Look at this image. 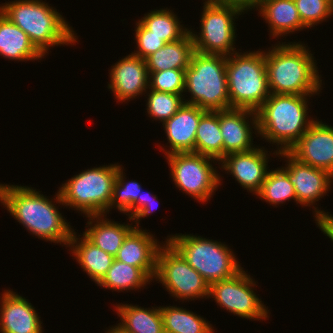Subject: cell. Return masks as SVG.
<instances>
[{
    "instance_id": "cell-1",
    "label": "cell",
    "mask_w": 333,
    "mask_h": 333,
    "mask_svg": "<svg viewBox=\"0 0 333 333\" xmlns=\"http://www.w3.org/2000/svg\"><path fill=\"white\" fill-rule=\"evenodd\" d=\"M0 202L27 230L40 239L69 245L73 229L52 200L26 186L0 184Z\"/></svg>"
},
{
    "instance_id": "cell-2",
    "label": "cell",
    "mask_w": 333,
    "mask_h": 333,
    "mask_svg": "<svg viewBox=\"0 0 333 333\" xmlns=\"http://www.w3.org/2000/svg\"><path fill=\"white\" fill-rule=\"evenodd\" d=\"M304 45L284 42L264 52L270 93L315 95L320 91L316 62Z\"/></svg>"
},
{
    "instance_id": "cell-3",
    "label": "cell",
    "mask_w": 333,
    "mask_h": 333,
    "mask_svg": "<svg viewBox=\"0 0 333 333\" xmlns=\"http://www.w3.org/2000/svg\"><path fill=\"white\" fill-rule=\"evenodd\" d=\"M312 95L272 94L256 111L258 135L288 151L315 122L308 119V99ZM307 100V101H306ZM278 151V152H277Z\"/></svg>"
},
{
    "instance_id": "cell-4",
    "label": "cell",
    "mask_w": 333,
    "mask_h": 333,
    "mask_svg": "<svg viewBox=\"0 0 333 333\" xmlns=\"http://www.w3.org/2000/svg\"><path fill=\"white\" fill-rule=\"evenodd\" d=\"M0 12L20 27L45 56L49 47L76 43L70 25L57 10L41 0H15L0 5Z\"/></svg>"
},
{
    "instance_id": "cell-5",
    "label": "cell",
    "mask_w": 333,
    "mask_h": 333,
    "mask_svg": "<svg viewBox=\"0 0 333 333\" xmlns=\"http://www.w3.org/2000/svg\"><path fill=\"white\" fill-rule=\"evenodd\" d=\"M184 92L191 93V99L184 101L186 104L196 105L206 111L230 109L226 56L195 50L185 70Z\"/></svg>"
},
{
    "instance_id": "cell-6",
    "label": "cell",
    "mask_w": 333,
    "mask_h": 333,
    "mask_svg": "<svg viewBox=\"0 0 333 333\" xmlns=\"http://www.w3.org/2000/svg\"><path fill=\"white\" fill-rule=\"evenodd\" d=\"M226 75L230 109L256 112L270 96L263 51L226 56Z\"/></svg>"
},
{
    "instance_id": "cell-7",
    "label": "cell",
    "mask_w": 333,
    "mask_h": 333,
    "mask_svg": "<svg viewBox=\"0 0 333 333\" xmlns=\"http://www.w3.org/2000/svg\"><path fill=\"white\" fill-rule=\"evenodd\" d=\"M119 165L94 167L75 175L56 194V203L80 210L86 216L109 212Z\"/></svg>"
},
{
    "instance_id": "cell-8",
    "label": "cell",
    "mask_w": 333,
    "mask_h": 333,
    "mask_svg": "<svg viewBox=\"0 0 333 333\" xmlns=\"http://www.w3.org/2000/svg\"><path fill=\"white\" fill-rule=\"evenodd\" d=\"M167 241L209 285L229 279L243 269L231 249L221 242L191 234H175Z\"/></svg>"
},
{
    "instance_id": "cell-9",
    "label": "cell",
    "mask_w": 333,
    "mask_h": 333,
    "mask_svg": "<svg viewBox=\"0 0 333 333\" xmlns=\"http://www.w3.org/2000/svg\"><path fill=\"white\" fill-rule=\"evenodd\" d=\"M165 242L156 257V281L180 300L209 298V284L168 241Z\"/></svg>"
},
{
    "instance_id": "cell-10",
    "label": "cell",
    "mask_w": 333,
    "mask_h": 333,
    "mask_svg": "<svg viewBox=\"0 0 333 333\" xmlns=\"http://www.w3.org/2000/svg\"><path fill=\"white\" fill-rule=\"evenodd\" d=\"M166 156L175 185L194 199L200 202L209 200L218 185H221L220 175L210 164L216 159L195 152Z\"/></svg>"
},
{
    "instance_id": "cell-11",
    "label": "cell",
    "mask_w": 333,
    "mask_h": 333,
    "mask_svg": "<svg viewBox=\"0 0 333 333\" xmlns=\"http://www.w3.org/2000/svg\"><path fill=\"white\" fill-rule=\"evenodd\" d=\"M241 13L227 6L204 2L201 15V31L194 34L190 31L195 50L204 54L230 56L236 51L233 47L236 38L234 17ZM200 35V36H199ZM232 52V53H231Z\"/></svg>"
},
{
    "instance_id": "cell-12",
    "label": "cell",
    "mask_w": 333,
    "mask_h": 333,
    "mask_svg": "<svg viewBox=\"0 0 333 333\" xmlns=\"http://www.w3.org/2000/svg\"><path fill=\"white\" fill-rule=\"evenodd\" d=\"M255 281L242 269L235 276L209 285V297L220 307L242 318L265 320L268 308L253 291Z\"/></svg>"
},
{
    "instance_id": "cell-13",
    "label": "cell",
    "mask_w": 333,
    "mask_h": 333,
    "mask_svg": "<svg viewBox=\"0 0 333 333\" xmlns=\"http://www.w3.org/2000/svg\"><path fill=\"white\" fill-rule=\"evenodd\" d=\"M288 152L298 161L333 175V127L316 120Z\"/></svg>"
},
{
    "instance_id": "cell-14",
    "label": "cell",
    "mask_w": 333,
    "mask_h": 333,
    "mask_svg": "<svg viewBox=\"0 0 333 333\" xmlns=\"http://www.w3.org/2000/svg\"><path fill=\"white\" fill-rule=\"evenodd\" d=\"M277 154L288 159V164L284 168L288 171L289 181L294 185L297 204L310 206L320 200L324 194L326 195L333 180L330 172L304 164L288 151Z\"/></svg>"
},
{
    "instance_id": "cell-15",
    "label": "cell",
    "mask_w": 333,
    "mask_h": 333,
    "mask_svg": "<svg viewBox=\"0 0 333 333\" xmlns=\"http://www.w3.org/2000/svg\"><path fill=\"white\" fill-rule=\"evenodd\" d=\"M249 117L250 120L252 119L251 125H254L253 127L249 124ZM219 125L223 137V157L255 148L252 143V128L258 131V119L255 111L238 108L220 110Z\"/></svg>"
},
{
    "instance_id": "cell-16",
    "label": "cell",
    "mask_w": 333,
    "mask_h": 333,
    "mask_svg": "<svg viewBox=\"0 0 333 333\" xmlns=\"http://www.w3.org/2000/svg\"><path fill=\"white\" fill-rule=\"evenodd\" d=\"M111 89L118 102L136 98L149 88V73L146 61L133 52L112 66L110 71Z\"/></svg>"
},
{
    "instance_id": "cell-17",
    "label": "cell",
    "mask_w": 333,
    "mask_h": 333,
    "mask_svg": "<svg viewBox=\"0 0 333 333\" xmlns=\"http://www.w3.org/2000/svg\"><path fill=\"white\" fill-rule=\"evenodd\" d=\"M268 155L264 148H254L246 152L232 153L219 162L225 171L230 172L240 185L256 194L268 173Z\"/></svg>"
},
{
    "instance_id": "cell-18",
    "label": "cell",
    "mask_w": 333,
    "mask_h": 333,
    "mask_svg": "<svg viewBox=\"0 0 333 333\" xmlns=\"http://www.w3.org/2000/svg\"><path fill=\"white\" fill-rule=\"evenodd\" d=\"M1 333H42V322L35 308L22 296L11 290L1 295Z\"/></svg>"
},
{
    "instance_id": "cell-19",
    "label": "cell",
    "mask_w": 333,
    "mask_h": 333,
    "mask_svg": "<svg viewBox=\"0 0 333 333\" xmlns=\"http://www.w3.org/2000/svg\"><path fill=\"white\" fill-rule=\"evenodd\" d=\"M134 227L125 237L115 259L140 268L151 280L156 273L160 242L146 230Z\"/></svg>"
},
{
    "instance_id": "cell-20",
    "label": "cell",
    "mask_w": 333,
    "mask_h": 333,
    "mask_svg": "<svg viewBox=\"0 0 333 333\" xmlns=\"http://www.w3.org/2000/svg\"><path fill=\"white\" fill-rule=\"evenodd\" d=\"M207 111L196 105L184 103L182 107L162 125L170 143L165 155L179 152H194L195 136L200 118Z\"/></svg>"
},
{
    "instance_id": "cell-21",
    "label": "cell",
    "mask_w": 333,
    "mask_h": 333,
    "mask_svg": "<svg viewBox=\"0 0 333 333\" xmlns=\"http://www.w3.org/2000/svg\"><path fill=\"white\" fill-rule=\"evenodd\" d=\"M258 10L269 24L270 33L274 38L306 28L294 0H262Z\"/></svg>"
},
{
    "instance_id": "cell-22",
    "label": "cell",
    "mask_w": 333,
    "mask_h": 333,
    "mask_svg": "<svg viewBox=\"0 0 333 333\" xmlns=\"http://www.w3.org/2000/svg\"><path fill=\"white\" fill-rule=\"evenodd\" d=\"M195 51L190 31L181 39L166 43L162 48L148 56L146 66L148 72H160L168 69L186 70Z\"/></svg>"
},
{
    "instance_id": "cell-23",
    "label": "cell",
    "mask_w": 333,
    "mask_h": 333,
    "mask_svg": "<svg viewBox=\"0 0 333 333\" xmlns=\"http://www.w3.org/2000/svg\"><path fill=\"white\" fill-rule=\"evenodd\" d=\"M0 56L9 60H37L43 55L28 35L0 12Z\"/></svg>"
},
{
    "instance_id": "cell-24",
    "label": "cell",
    "mask_w": 333,
    "mask_h": 333,
    "mask_svg": "<svg viewBox=\"0 0 333 333\" xmlns=\"http://www.w3.org/2000/svg\"><path fill=\"white\" fill-rule=\"evenodd\" d=\"M82 235L83 238H80L79 242V238L73 231L68 246L72 250L71 253L76 256L75 258L83 271L98 284L106 275L115 257L98 248L84 234Z\"/></svg>"
},
{
    "instance_id": "cell-25",
    "label": "cell",
    "mask_w": 333,
    "mask_h": 333,
    "mask_svg": "<svg viewBox=\"0 0 333 333\" xmlns=\"http://www.w3.org/2000/svg\"><path fill=\"white\" fill-rule=\"evenodd\" d=\"M102 216L103 215L86 216L89 218L87 224L90 228H87L83 234L98 248L115 257L125 237L134 227L128 224L124 225L114 221L112 222L107 218L105 220Z\"/></svg>"
},
{
    "instance_id": "cell-26",
    "label": "cell",
    "mask_w": 333,
    "mask_h": 333,
    "mask_svg": "<svg viewBox=\"0 0 333 333\" xmlns=\"http://www.w3.org/2000/svg\"><path fill=\"white\" fill-rule=\"evenodd\" d=\"M115 308L122 321L116 327L123 333H164L160 307L119 304Z\"/></svg>"
},
{
    "instance_id": "cell-27",
    "label": "cell",
    "mask_w": 333,
    "mask_h": 333,
    "mask_svg": "<svg viewBox=\"0 0 333 333\" xmlns=\"http://www.w3.org/2000/svg\"><path fill=\"white\" fill-rule=\"evenodd\" d=\"M194 152L220 161L223 158V137L219 111H207L201 118L195 136Z\"/></svg>"
},
{
    "instance_id": "cell-28",
    "label": "cell",
    "mask_w": 333,
    "mask_h": 333,
    "mask_svg": "<svg viewBox=\"0 0 333 333\" xmlns=\"http://www.w3.org/2000/svg\"><path fill=\"white\" fill-rule=\"evenodd\" d=\"M164 333H214L201 316L176 306L160 307Z\"/></svg>"
},
{
    "instance_id": "cell-29",
    "label": "cell",
    "mask_w": 333,
    "mask_h": 333,
    "mask_svg": "<svg viewBox=\"0 0 333 333\" xmlns=\"http://www.w3.org/2000/svg\"><path fill=\"white\" fill-rule=\"evenodd\" d=\"M150 281L151 279L140 268L114 259L111 267L98 285L114 291H122L141 289Z\"/></svg>"
},
{
    "instance_id": "cell-30",
    "label": "cell",
    "mask_w": 333,
    "mask_h": 333,
    "mask_svg": "<svg viewBox=\"0 0 333 333\" xmlns=\"http://www.w3.org/2000/svg\"><path fill=\"white\" fill-rule=\"evenodd\" d=\"M169 9H160L150 11L145 14L139 22L149 31L152 35H156L165 43H170L183 38L188 32V28H184L179 22L175 13Z\"/></svg>"
},
{
    "instance_id": "cell-31",
    "label": "cell",
    "mask_w": 333,
    "mask_h": 333,
    "mask_svg": "<svg viewBox=\"0 0 333 333\" xmlns=\"http://www.w3.org/2000/svg\"><path fill=\"white\" fill-rule=\"evenodd\" d=\"M122 170L120 166L117 169L109 210L116 205L114 207L120 212L127 213L131 217L142 206L147 194L141 192L142 189L138 182L133 180L125 182Z\"/></svg>"
},
{
    "instance_id": "cell-32",
    "label": "cell",
    "mask_w": 333,
    "mask_h": 333,
    "mask_svg": "<svg viewBox=\"0 0 333 333\" xmlns=\"http://www.w3.org/2000/svg\"><path fill=\"white\" fill-rule=\"evenodd\" d=\"M255 195L275 206L290 199L297 202L294 185L289 181L288 171L284 167L269 170L260 190Z\"/></svg>"
},
{
    "instance_id": "cell-33",
    "label": "cell",
    "mask_w": 333,
    "mask_h": 333,
    "mask_svg": "<svg viewBox=\"0 0 333 333\" xmlns=\"http://www.w3.org/2000/svg\"><path fill=\"white\" fill-rule=\"evenodd\" d=\"M147 98V113L155 120L164 123L185 103L182 94L159 92L150 89Z\"/></svg>"
},
{
    "instance_id": "cell-34",
    "label": "cell",
    "mask_w": 333,
    "mask_h": 333,
    "mask_svg": "<svg viewBox=\"0 0 333 333\" xmlns=\"http://www.w3.org/2000/svg\"><path fill=\"white\" fill-rule=\"evenodd\" d=\"M300 19L311 28L333 15V0H294Z\"/></svg>"
},
{
    "instance_id": "cell-35",
    "label": "cell",
    "mask_w": 333,
    "mask_h": 333,
    "mask_svg": "<svg viewBox=\"0 0 333 333\" xmlns=\"http://www.w3.org/2000/svg\"><path fill=\"white\" fill-rule=\"evenodd\" d=\"M149 73V89L182 94L185 91V70L168 69L160 72Z\"/></svg>"
},
{
    "instance_id": "cell-36",
    "label": "cell",
    "mask_w": 333,
    "mask_h": 333,
    "mask_svg": "<svg viewBox=\"0 0 333 333\" xmlns=\"http://www.w3.org/2000/svg\"><path fill=\"white\" fill-rule=\"evenodd\" d=\"M136 25L135 39L138 51H135L136 53L134 52L133 54L145 60L166 43L156 35H152L151 31L147 30L139 21Z\"/></svg>"
},
{
    "instance_id": "cell-37",
    "label": "cell",
    "mask_w": 333,
    "mask_h": 333,
    "mask_svg": "<svg viewBox=\"0 0 333 333\" xmlns=\"http://www.w3.org/2000/svg\"><path fill=\"white\" fill-rule=\"evenodd\" d=\"M146 194H147V196H146L145 201L142 204V206L131 217L128 218L129 220H132V221L134 220V222H136L135 223L136 226H134L136 228H138V226H139V222H140L139 219H141L143 217H147V215H150L151 213H153L152 206H154L153 205L154 202L157 204V205L155 204V206H158V202H157L158 200H157L156 195L155 196L151 195L150 192H148Z\"/></svg>"
},
{
    "instance_id": "cell-38",
    "label": "cell",
    "mask_w": 333,
    "mask_h": 333,
    "mask_svg": "<svg viewBox=\"0 0 333 333\" xmlns=\"http://www.w3.org/2000/svg\"><path fill=\"white\" fill-rule=\"evenodd\" d=\"M317 208L318 207L314 209L316 224L321 229V231L326 234L331 241H333V215H329L328 212H324Z\"/></svg>"
},
{
    "instance_id": "cell-39",
    "label": "cell",
    "mask_w": 333,
    "mask_h": 333,
    "mask_svg": "<svg viewBox=\"0 0 333 333\" xmlns=\"http://www.w3.org/2000/svg\"><path fill=\"white\" fill-rule=\"evenodd\" d=\"M214 2L222 6L234 8L242 14V12L247 11V9H255L256 7L258 10V7L261 6L262 0H215Z\"/></svg>"
},
{
    "instance_id": "cell-40",
    "label": "cell",
    "mask_w": 333,
    "mask_h": 333,
    "mask_svg": "<svg viewBox=\"0 0 333 333\" xmlns=\"http://www.w3.org/2000/svg\"><path fill=\"white\" fill-rule=\"evenodd\" d=\"M107 333H123L120 329H118L116 326L112 327L111 329H108V331H106Z\"/></svg>"
}]
</instances>
